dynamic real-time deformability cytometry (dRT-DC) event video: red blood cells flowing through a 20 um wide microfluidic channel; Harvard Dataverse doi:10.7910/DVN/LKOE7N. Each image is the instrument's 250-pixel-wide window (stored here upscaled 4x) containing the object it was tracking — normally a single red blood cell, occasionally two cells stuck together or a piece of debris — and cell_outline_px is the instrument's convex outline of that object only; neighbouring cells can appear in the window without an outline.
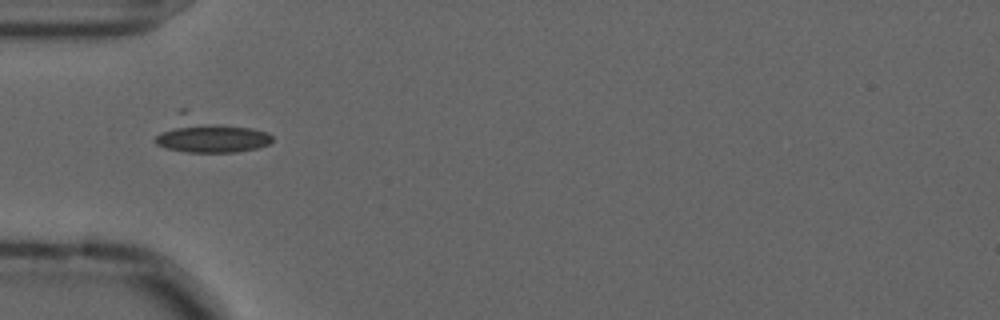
{"species": "common noctule bat (a hibernating species)", "species_latin": "Nyctalus noctula", "temperature_condition": "cold", "stored_images_in_passage": 4, "camera_frame_rate_fps": 3000, "um_per_image_px": 0.085, "animal": {"sex": "male", "forearm_length_mm": 52.5}, "frame": {"image": 1, "passage_image": 1, "time_ms": 0.0, "image_size_px": [1000, 320], "cell_outline_px": [[272, 140], [268, 144], [256, 148], [236, 152], [188, 152], [164, 148], [156, 144], [152, 140], [180, 108], [184, 108], [268, 132], [272, 136]], "centroid_in_image_um": [17.72, 11.41], "position_along_channel_um": 67.3, "area_um2": 24.8}}